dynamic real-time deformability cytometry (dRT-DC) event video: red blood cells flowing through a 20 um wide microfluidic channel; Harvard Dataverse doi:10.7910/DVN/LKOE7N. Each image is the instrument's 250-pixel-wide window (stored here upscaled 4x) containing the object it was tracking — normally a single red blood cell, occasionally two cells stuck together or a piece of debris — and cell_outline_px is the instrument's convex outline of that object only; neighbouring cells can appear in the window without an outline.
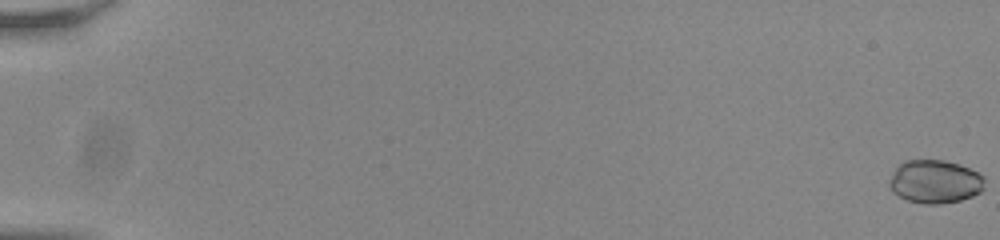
{"species": "common noctule bat (a hibernating species)", "species_latin": "Nyctalus noctula", "temperature_condition": "room temperature", "stored_images_in_passage": 57, "camera_frame_rate_fps": 3000, "um_per_image_px": 0.085, "animal": {"sex": "male", "body_mass_g": 20.0, "forearm_length_mm": 53.3}, "frame": {"image": 1, "passage_image": 1, "time_ms": 0.0, "image_size_px": [1000, 240], "cell_outline_px": [[984, 188], [980, 192], [972, 196], [960, 200], [940, 204], [924, 204], [908, 200], [892, 192], [888, 184], [888, 180], [892, 172], [904, 160], [944, 160], [960, 164], [984, 176]], "centroid_in_image_um": [79.45, 15.43], "position_along_channel_um": 5.5, "area_um2": 24.16}}
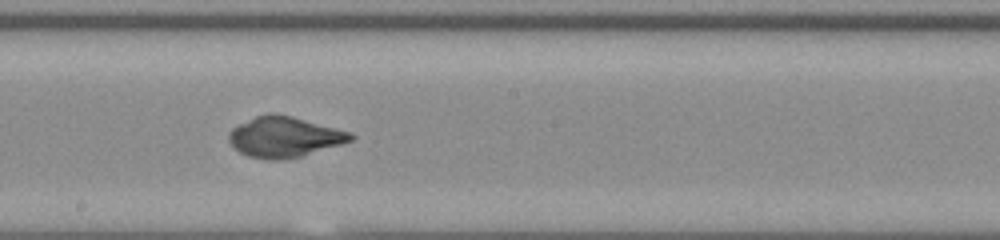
{"frame": {"image": 2, "passage_image": 34, "time_ms": 11.0, "image_size_px": [1000, 240], "cell_outline_px": [[356, 136], [352, 140], [340, 144], [300, 156], [284, 160], [268, 160], [248, 156], [232, 148], [228, 140], [228, 132], [232, 128], [256, 116], [268, 112], [276, 112], [292, 116], [352, 132]], "centroid_in_image_um": [24.14, 11.63], "position_along_channel_um": 224.1, "area_um2": 28.9}}
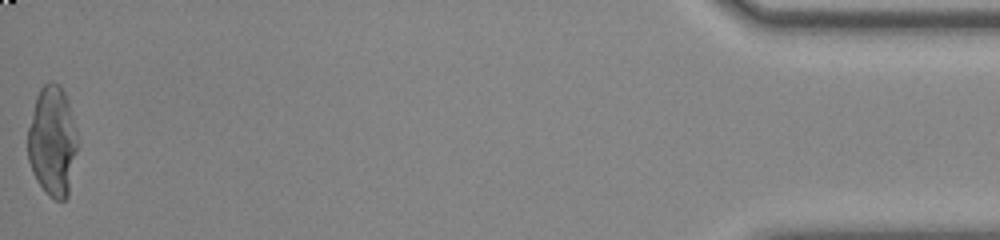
{"frame": {"image": 3, "passage_image": 57, "time_ms": 18.667, "image_size_px": [1000, 240], "cell_outline_px": [[76, 152], [68, 196], [64, 200], [56, 200], [48, 196], [36, 180], [32, 172], [28, 160], [28, 128], [36, 96], [40, 88], [48, 80], [52, 80], [60, 84], [64, 92], [68, 104], [76, 132]], "centroid_in_image_um": [4.43, 12.0], "position_along_channel_um": 430.8, "area_um2": 31.73}, "authors_computed_cell_mechanics": {"area_um2": 28.3798, "velocity_mm_per_s": 3.8117, "shape_relaxation_time_tau1_ms": 11.1298, "shape_relaxation_time_tau2_ms": null, "deformation_change_tau1": 0.3473, "deformation_change_tau2": null}}